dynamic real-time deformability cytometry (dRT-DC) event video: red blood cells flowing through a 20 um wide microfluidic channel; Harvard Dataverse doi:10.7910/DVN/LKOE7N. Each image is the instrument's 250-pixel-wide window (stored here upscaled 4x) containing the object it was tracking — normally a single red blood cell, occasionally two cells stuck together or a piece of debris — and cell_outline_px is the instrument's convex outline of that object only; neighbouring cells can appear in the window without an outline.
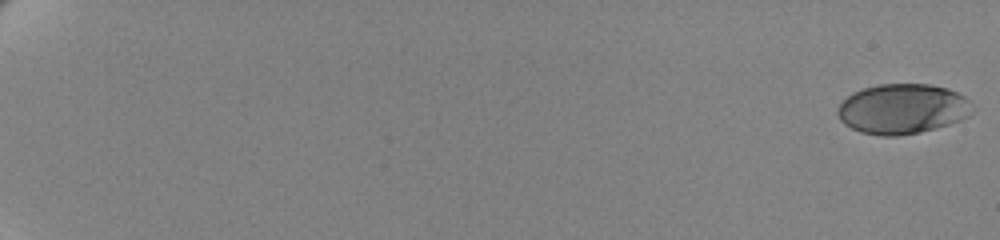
{"species": "human", "species_latin": "Homo sapiens", "temperature_condition": "cold", "stored_images_in_passage": 62, "camera_frame_rate_fps": 3000, "um_per_image_px": 0.085, "donor": {"sex": "female"}, "frame": {"image": 1, "passage_image": 1, "time_ms": 0.0, "image_size_px": [1000, 240], "cell_outline_px": [[976, 108], [968, 116], [960, 120], [936, 128], [920, 132], [896, 136], [884, 136], [860, 132], [844, 124], [840, 120], [836, 112], [840, 104], [852, 92], [864, 88], [880, 84], [928, 84], [948, 88], [964, 96]], "centroid_in_image_um": [76.72, 9.25], "position_along_channel_um": 8.3, "area_um2": 39.36}}
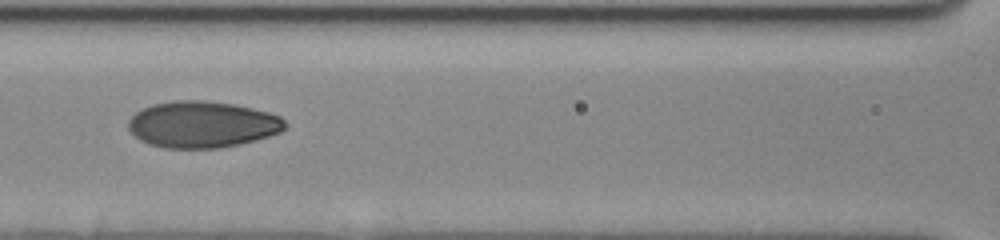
{"frame": {"image": 2, "passage_image": 33, "time_ms": 10.667, "image_size_px": [1000, 240], "cell_outline_px": [[288, 124], [280, 132], [256, 140], [240, 144], [220, 148], [164, 148], [148, 144], [140, 140], [128, 128], [128, 120], [140, 108], [152, 104], [172, 100], [204, 100], [232, 104], [252, 108], [268, 112], [280, 116]], "centroid_in_image_um": [17.17, 10.57], "position_along_channel_um": 149.4, "area_um2": 42.66}}
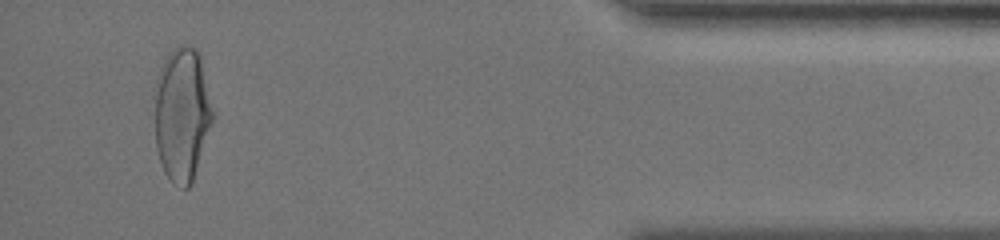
{"frame": {"image": 3, "passage_image": 60, "time_ms": 19.667, "image_size_px": [1000, 240], "cell_outline_px": [[212, 124], [192, 184], [188, 188], [184, 188], [172, 184], [164, 172], [156, 148], [152, 92], [160, 68], [168, 52], [172, 48], [180, 44], [196, 48], [200, 52], [212, 108]], "centroid_in_image_um": [15.43, 9.69], "position_along_channel_um": 419.8, "area_um2": 46.3}, "authors_computed_cell_mechanics": {"area_um2": 40.749, "velocity_mm_per_s": 3.4642, "shape_relaxation_time_tau1_ms": 4.9106, "shape_relaxation_time_tau2_ms": 1.1428, "deformation_change_tau1": 0.166, "deformation_change_tau2": 0.052}}